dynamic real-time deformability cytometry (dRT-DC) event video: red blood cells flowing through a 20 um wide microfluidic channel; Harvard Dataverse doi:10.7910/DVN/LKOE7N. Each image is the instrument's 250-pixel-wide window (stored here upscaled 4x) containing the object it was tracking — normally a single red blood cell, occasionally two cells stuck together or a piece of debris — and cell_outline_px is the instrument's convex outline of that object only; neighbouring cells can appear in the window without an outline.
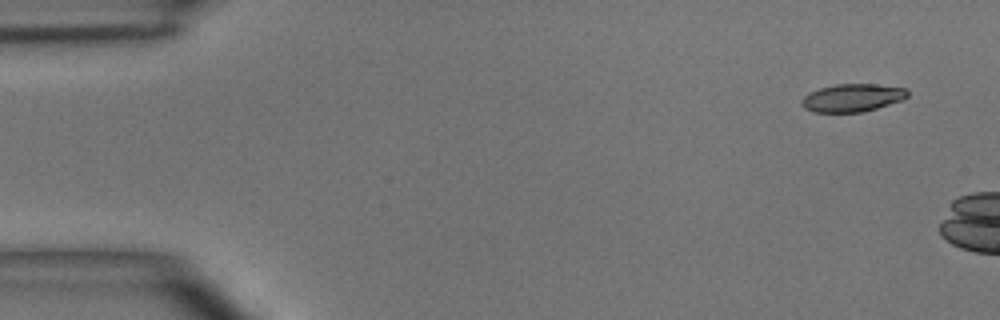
{"species": "common noctule bat (a hibernating species)", "species_latin": "Nyctalus noctula", "temperature_condition": "room temperature", "stored_images_in_passage": 3, "camera_frame_rate_fps": 3000, "um_per_image_px": 0.085, "animal": {"sex": "male", "body_mass_g": 15.6}, "frame": {"image": 1, "passage_image": 1, "time_ms": 0.0, "image_size_px": [1000, 320], "cell_outline_px": [[908, 96], [900, 100], [876, 108], [860, 112], [812, 112], [804, 108], [800, 100], [808, 92], [820, 88], [836, 84], [876, 84], [904, 88], [908, 92]], "centroid_in_image_um": [72.39, 8.31], "position_along_channel_um": 12.6, "area_um2": 17.05}}